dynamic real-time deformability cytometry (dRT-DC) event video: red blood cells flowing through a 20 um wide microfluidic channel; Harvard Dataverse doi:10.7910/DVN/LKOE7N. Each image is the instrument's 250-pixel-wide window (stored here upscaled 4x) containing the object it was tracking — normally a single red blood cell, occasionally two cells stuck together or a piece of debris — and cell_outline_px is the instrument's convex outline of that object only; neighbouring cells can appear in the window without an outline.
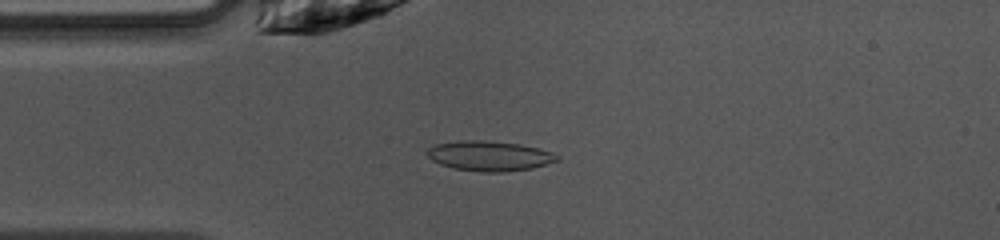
{"species": "common noctule bat (a hibernating species)", "species_latin": "Nyctalus noctula", "temperature_condition": "warm", "stored_images_in_passage": 47, "camera_frame_rate_fps": 3000, "um_per_image_px": 0.085, "animal": {"sex": "female", "body_mass_g": 10.0, "forearm_length_mm": 53.1}, "frame": {"image": 1, "passage_image": 10, "time_ms": 3.0, "image_size_px": [1000, 240], "cell_outline_px": [[560, 160], [532, 168], [504, 172], [484, 172], [452, 168], [440, 164], [432, 160], [424, 152], [428, 148], [436, 144], [460, 140], [480, 140], [520, 144], [552, 152], [560, 156]], "centroid_in_image_um": [41.58, 13.25], "position_along_channel_um": 43.4, "area_um2": 22.72}}
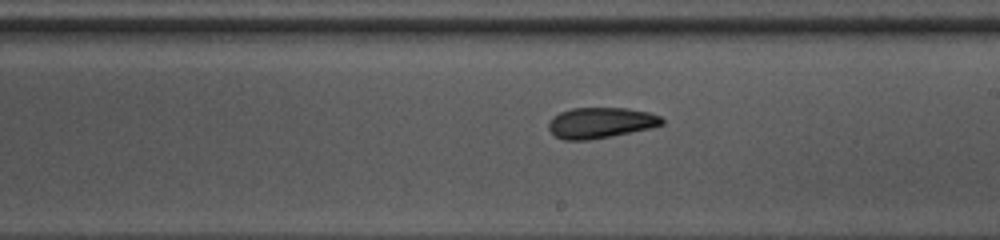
{"frame": {"image": 2, "passage_image": 25, "time_ms": 8.0, "image_size_px": [1000, 240], "cell_outline_px": [[664, 124], [652, 128], [612, 136], [588, 140], [564, 140], [556, 136], [548, 128], [548, 124], [552, 116], [560, 112], [572, 108], [628, 108], [648, 112], [660, 116], [664, 120]], "centroid_in_image_um": [51.06, 10.43], "position_along_channel_um": 237.9, "area_um2": 20.4}}
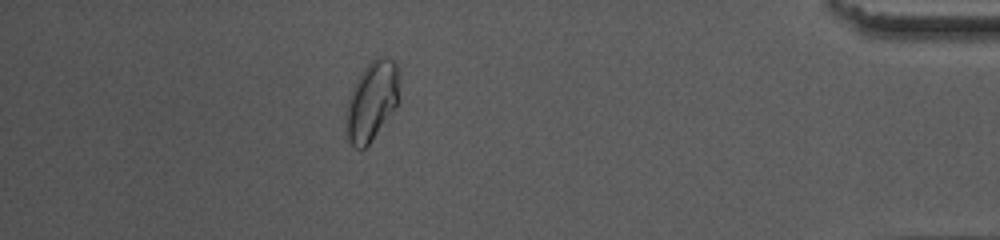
{"frame": {"image": 3, "passage_image": 41, "time_ms": 13.333, "image_size_px": [1000, 240], "cell_outline_px": [[400, 100], [368, 144], [364, 148], [356, 148], [348, 140], [348, 100], [352, 88], [356, 80], [364, 68], [376, 56], [380, 56], [392, 60], [400, 68]], "centroid_in_image_um": [31.67, 8.49], "position_along_channel_um": 403.5, "area_um2": 24.16}, "authors_computed_cell_mechanics": {"area_um2": 21.386, "velocity_mm_per_s": 4.0667, "shape_relaxation_time_tau1_ms": 5.2238, "shape_relaxation_time_tau2_ms": 2.5092, "deformation_change_tau1": 0.1493, "deformation_change_tau2": 0.0779}}